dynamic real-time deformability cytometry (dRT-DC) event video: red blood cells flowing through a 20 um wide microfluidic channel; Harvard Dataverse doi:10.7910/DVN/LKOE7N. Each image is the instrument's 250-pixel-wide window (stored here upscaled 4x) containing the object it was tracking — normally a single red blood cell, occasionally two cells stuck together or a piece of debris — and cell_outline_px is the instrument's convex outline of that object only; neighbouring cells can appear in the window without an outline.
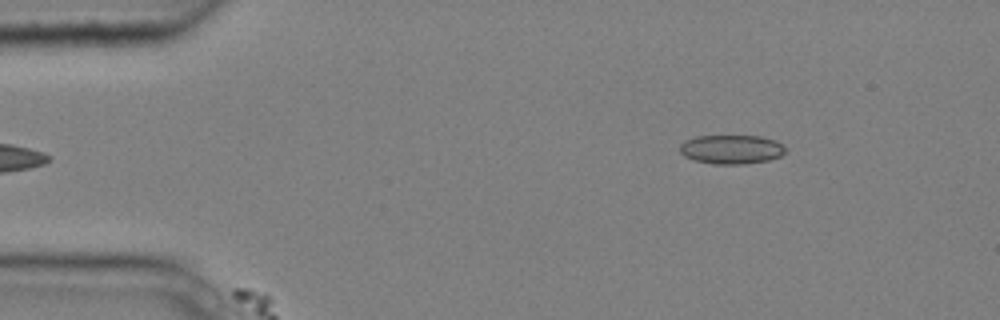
{"species": "common noctule bat (a hibernating species)", "species_latin": "Nyctalus noctula", "temperature_condition": "cold", "stored_images_in_passage": 4, "segment_of_instrument_passage": [2, 2], "camera_frame_rate_fps": 3000, "um_per_image_px": 0.085, "animal": {"sex": "male", "body_mass_g": 20.4}, "frame": {"image": 1, "passage_image": 4, "time_ms": 1.0, "image_size_px": [1000, 320], "cell_outline_px": [[784, 152], [780, 156], [768, 160], [744, 164], [712, 164], [696, 160], [684, 156], [680, 152], [680, 144], [684, 140], [696, 136], [760, 136], [776, 140], [784, 144]], "centroid_in_image_um": [62.16, 12.69], "position_along_channel_um": 22.8, "area_um2": 17.92}}